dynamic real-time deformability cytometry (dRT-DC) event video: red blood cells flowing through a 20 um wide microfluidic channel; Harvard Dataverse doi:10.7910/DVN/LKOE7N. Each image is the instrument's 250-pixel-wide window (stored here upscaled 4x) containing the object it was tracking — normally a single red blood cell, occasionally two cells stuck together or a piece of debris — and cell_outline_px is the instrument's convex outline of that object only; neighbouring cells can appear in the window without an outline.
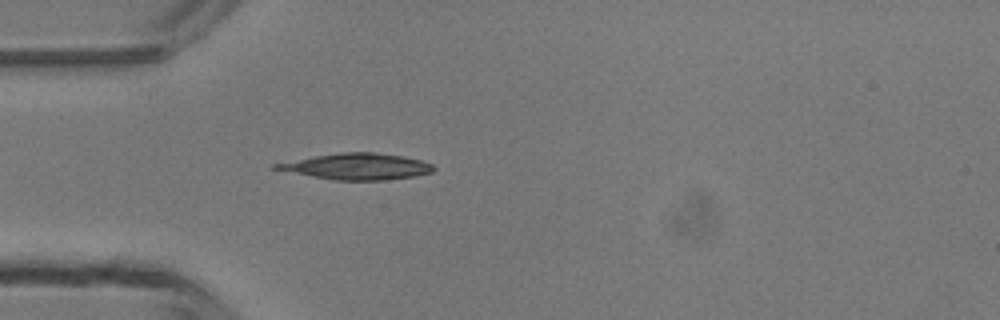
{"species": "common noctule bat (a hibernating species)", "species_latin": "Nyctalus noctula", "temperature_condition": "room temperature", "stored_images_in_passage": 2, "camera_frame_rate_fps": 3000, "um_per_image_px": 0.085, "animal": {"sex": "male", "body_mass_g": 13.3}, "frame": {"image": 1, "passage_image": 2, "time_ms": 1.0, "image_size_px": [1000, 320], "cell_outline_px": [[436, 168], [432, 172], [416, 176], [384, 180], [332, 180], [272, 168], [272, 164], [316, 156], [340, 152], [372, 152], [404, 156], [420, 160], [432, 164]], "centroid_in_image_um": [30.39, 14.15], "position_along_channel_um": 54.6, "area_um2": 23.81}}